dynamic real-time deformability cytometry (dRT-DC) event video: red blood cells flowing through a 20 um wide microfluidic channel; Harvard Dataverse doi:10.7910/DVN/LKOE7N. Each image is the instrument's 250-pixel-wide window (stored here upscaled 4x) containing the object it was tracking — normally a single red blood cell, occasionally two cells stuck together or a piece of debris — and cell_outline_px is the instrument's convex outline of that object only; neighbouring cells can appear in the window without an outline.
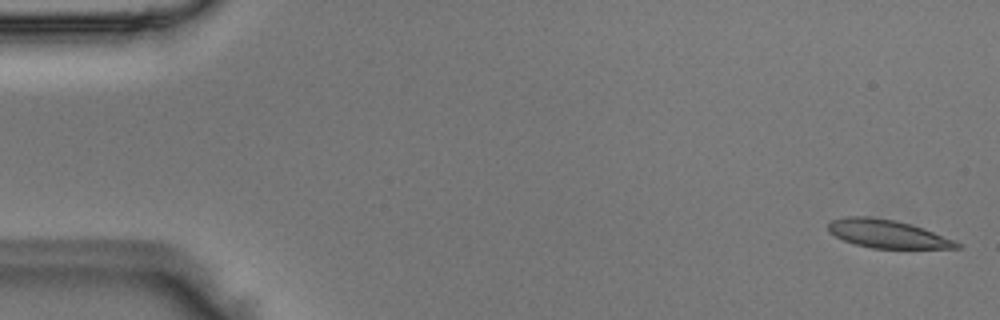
{"species": "Egyptian fruit bat (a non-hibernating species)", "species_latin": "Rousettus aegyptiacus", "temperature_condition": "room temperature", "stored_images_in_passage": 51, "camera_frame_rate_fps": 3000, "um_per_image_px": 0.085, "animal": {"sex": "male"}, "frame": {"image": 1, "passage_image": 1, "time_ms": 0.0, "image_size_px": [1000, 320], "cell_outline_px": [[960, 248], [872, 248], [856, 244], [844, 240], [828, 232], [828, 224], [832, 220], [844, 216], [868, 216], [896, 220], [924, 228], [956, 240], [960, 244]], "centroid_in_image_um": [75.43, 19.86], "position_along_channel_um": 9.6, "area_um2": 21.1}}
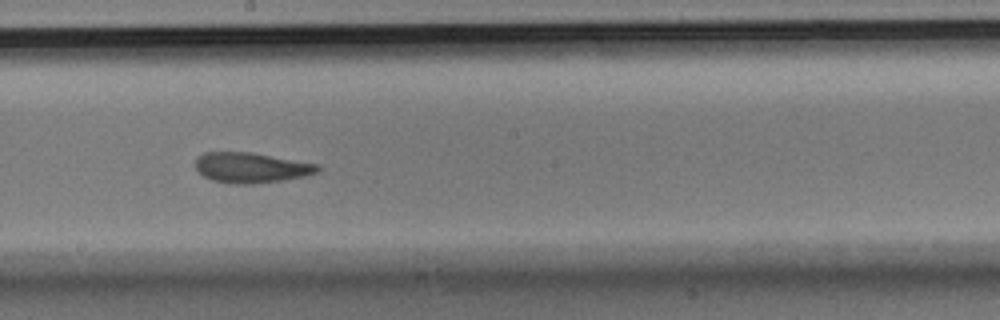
{"frame": {"image": 2, "passage_image": 28, "time_ms": 9.0, "image_size_px": [1000, 320], "cell_outline_px": [[320, 172], [304, 176], [284, 180], [252, 184], [236, 184], [212, 180], [204, 176], [196, 168], [196, 156], [204, 152], [252, 152], [320, 164]], "centroid_in_image_um": [21.38, 14.24], "position_along_channel_um": 226.8, "area_um2": 21.73}}
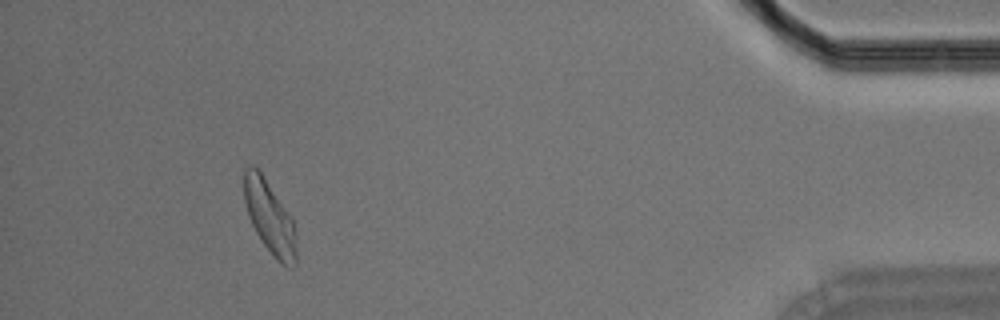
{"frame": {"image": 3, "passage_image": 47, "time_ms": 15.333, "image_size_px": [1000, 320], "cell_outline_px": [[296, 264], [292, 268], [288, 268], [276, 260], [264, 244], [256, 232], [248, 216], [244, 200], [244, 168], [248, 164], [252, 164], [260, 172], [292, 220], [296, 252]], "centroid_in_image_um": [22.88, 18.49], "position_along_channel_um": 412.3, "area_um2": 21.5}}